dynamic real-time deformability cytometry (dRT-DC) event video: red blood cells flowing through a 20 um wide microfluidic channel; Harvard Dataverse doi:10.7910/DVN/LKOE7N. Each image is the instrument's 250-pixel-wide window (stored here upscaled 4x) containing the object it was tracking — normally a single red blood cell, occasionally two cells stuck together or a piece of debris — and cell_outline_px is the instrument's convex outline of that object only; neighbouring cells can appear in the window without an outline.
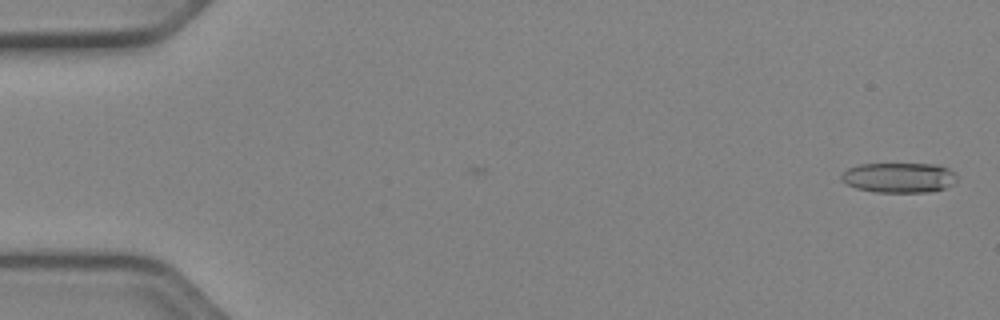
{"species": "Egyptian fruit bat (a non-hibernating species)", "species_latin": "Rousettus aegyptiacus", "temperature_condition": "cold", "stored_images_in_passage": 2, "camera_frame_rate_fps": 3000, "um_per_image_px": 0.085, "animal": {"sex": "female"}, "frame": {"image": 1, "passage_image": 2, "time_ms": 0.333, "image_size_px": [1000, 320], "cell_outline_px": [[960, 176], [952, 184], [944, 188], [932, 192], [876, 192], [856, 188], [844, 184], [840, 180], [840, 176], [848, 168], [860, 164], [940, 164], [948, 168]], "centroid_in_image_um": [76.43, 15.1], "position_along_channel_um": 8.6, "area_um2": 20.52}}